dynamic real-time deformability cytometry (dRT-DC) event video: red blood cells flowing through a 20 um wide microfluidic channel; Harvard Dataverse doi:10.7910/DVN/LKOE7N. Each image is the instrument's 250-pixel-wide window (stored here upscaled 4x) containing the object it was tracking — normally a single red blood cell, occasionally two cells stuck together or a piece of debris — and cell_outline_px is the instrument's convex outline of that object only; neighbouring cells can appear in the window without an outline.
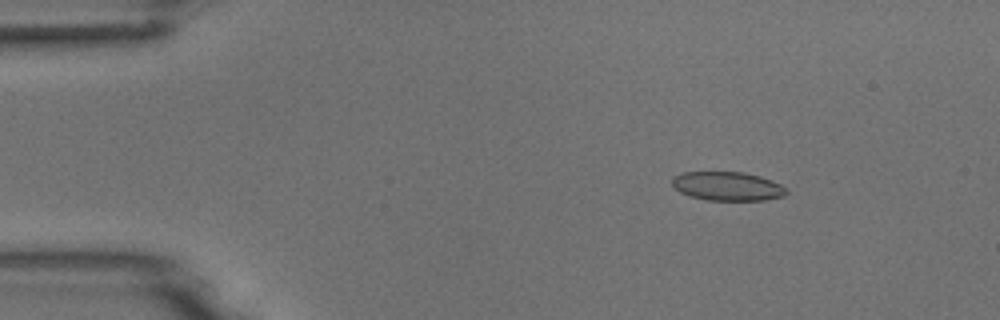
{"species": "common noctule bat (a hibernating species)", "species_latin": "Nyctalus noctula", "temperature_condition": "room temperature", "stored_images_in_passage": 5, "camera_frame_rate_fps": 3000, "um_per_image_px": 0.085, "animal": {"sex": "male", "body_mass_g": 18.8}, "frame": {"image": 1, "passage_image": 3, "time_ms": 2.333, "image_size_px": [1000, 320], "cell_outline_px": [[788, 192], [784, 196], [764, 200], [704, 200], [688, 196], [680, 192], [672, 184], [672, 176], [684, 172], [744, 172], [760, 176], [772, 180], [788, 188]], "centroid_in_image_um": [61.84, 15.83], "position_along_channel_um": 23.2, "area_um2": 19.42}}